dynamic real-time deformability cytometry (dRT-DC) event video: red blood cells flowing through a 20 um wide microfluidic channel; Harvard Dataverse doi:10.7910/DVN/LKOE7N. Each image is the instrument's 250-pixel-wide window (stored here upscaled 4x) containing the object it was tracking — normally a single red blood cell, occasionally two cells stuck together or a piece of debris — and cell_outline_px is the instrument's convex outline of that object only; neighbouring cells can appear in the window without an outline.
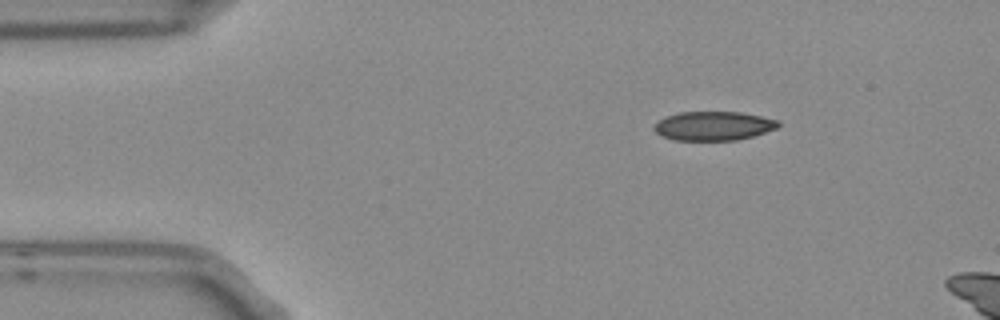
{"species": "Egyptian fruit bat (a non-hibernating species)", "species_latin": "Rousettus aegyptiacus", "temperature_condition": "room temperature", "stored_images_in_passage": 3, "camera_frame_rate_fps": 3000, "um_per_image_px": 0.085, "frame": {"image": 1, "passage_image": 1, "time_ms": 0.0, "image_size_px": [1000, 320], "cell_outline_px": [[780, 124], [776, 128], [752, 136], [736, 140], [676, 140], [664, 136], [656, 132], [652, 128], [660, 120], [668, 116], [680, 112], [740, 112], [780, 120]], "centroid_in_image_um": [60.67, 10.7], "position_along_channel_um": 24.3, "area_um2": 20.69}}
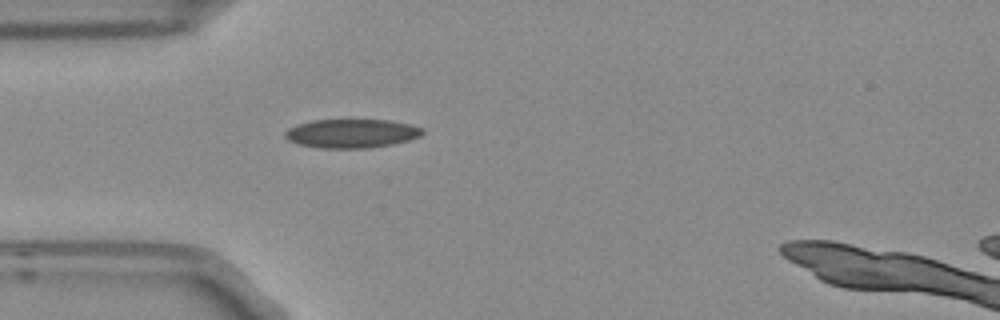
{"frame": {"image": 2, "passage_image": 3, "time_ms": 0.667, "image_size_px": [1000, 320], "cell_outline_px": [[424, 132], [420, 136], [408, 140], [392, 144], [364, 148], [320, 148], [300, 144], [288, 140], [284, 136], [284, 132], [288, 128], [296, 124], [312, 120], [388, 120], [412, 124], [424, 128]], "centroid_in_image_um": [29.88, 11.33], "position_along_channel_um": 55.1, "area_um2": 23.12}}